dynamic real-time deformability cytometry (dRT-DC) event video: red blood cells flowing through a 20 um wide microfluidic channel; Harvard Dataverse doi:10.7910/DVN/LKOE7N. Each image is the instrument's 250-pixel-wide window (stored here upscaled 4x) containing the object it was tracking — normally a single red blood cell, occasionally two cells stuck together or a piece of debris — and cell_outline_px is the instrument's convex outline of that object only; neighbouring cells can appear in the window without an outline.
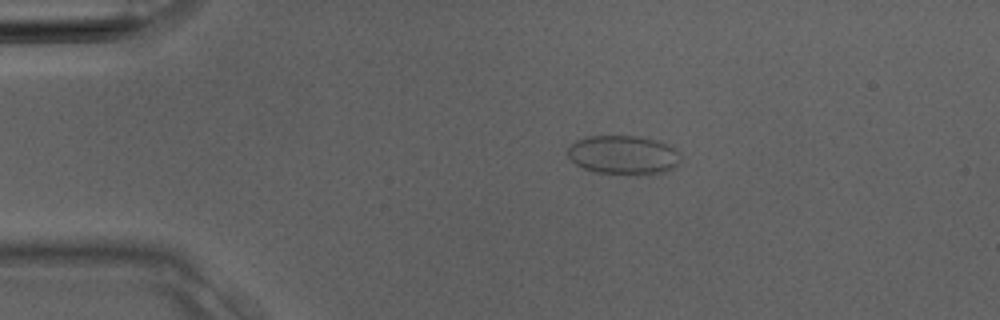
{"species": "Egyptian fruit bat (a non-hibernating species)", "species_latin": "Rousettus aegyptiacus", "temperature_condition": "room temperature", "stored_images_in_passage": 3, "camera_frame_rate_fps": 3000, "um_per_image_px": 0.085, "animal": {"sex": "male"}, "frame": {"image": 1, "passage_image": 2, "time_ms": 0.333, "image_size_px": [1000, 320], "cell_outline_px": [[680, 152], [676, 164], [672, 168], [664, 172], [596, 172], [584, 168], [576, 164], [568, 156], [568, 148], [576, 140], [584, 136], [636, 136], [656, 140]], "centroid_in_image_um": [52.92, 13.12], "position_along_channel_um": 32.1, "area_um2": 24.62}}